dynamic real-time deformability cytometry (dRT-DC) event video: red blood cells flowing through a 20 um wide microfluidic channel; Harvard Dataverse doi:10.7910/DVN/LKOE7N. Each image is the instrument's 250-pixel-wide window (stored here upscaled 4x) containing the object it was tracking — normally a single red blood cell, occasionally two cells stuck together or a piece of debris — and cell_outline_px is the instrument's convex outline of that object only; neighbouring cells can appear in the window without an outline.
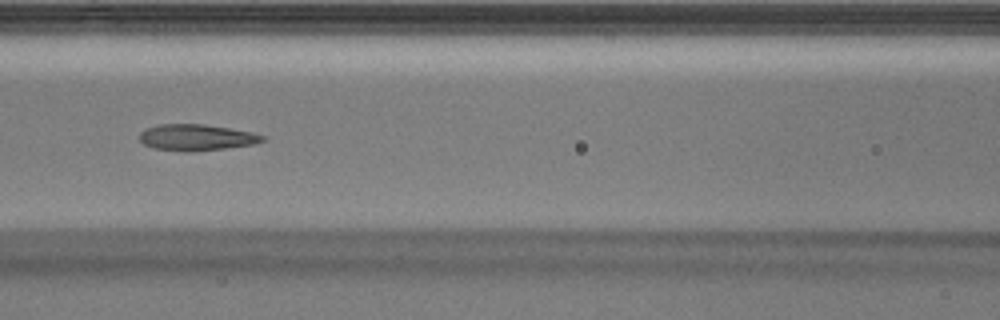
{"species": "Egyptian fruit bat (a non-hibernating species)", "species_latin": "Rousettus aegyptiacus", "temperature_condition": "warm", "stored_images_in_passage": 34, "camera_frame_rate_fps": 3000, "um_per_image_px": 0.085, "animal": {"sex": "male"}, "frame": {"image": 1, "passage_image": 10, "time_ms": 3.0, "image_size_px": [1000, 320], "cell_outline_px": [[268, 140], [252, 144], [224, 148], [156, 148], [144, 144], [140, 140], [140, 132], [144, 128], [160, 124], [204, 124], [252, 132], [268, 136]], "centroid_in_image_um": [16.76, 11.61], "position_along_channel_um": 149.8, "area_um2": 17.8}}
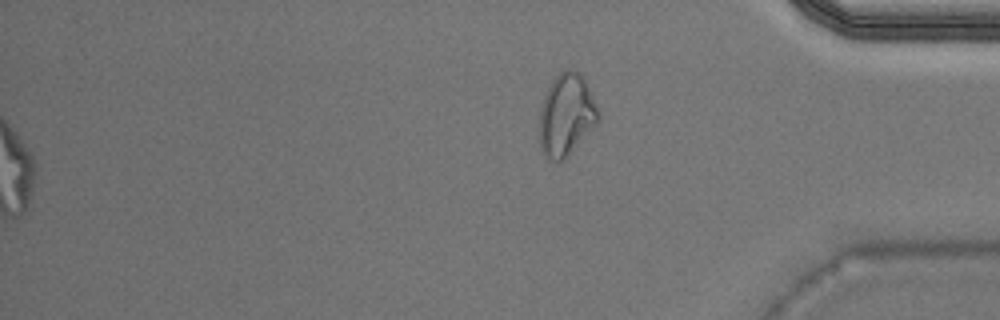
{"frame": {"image": 2, "passage_image": 34, "time_ms": 11.0, "image_size_px": [1000, 320], "cell_outline_px": [[600, 120], [564, 160], [560, 164], [552, 160], [540, 148], [540, 108], [544, 96], [552, 80], [564, 68], [572, 68], [580, 72], [584, 76], [600, 112]], "centroid_in_image_um": [48.16, 9.73], "position_along_channel_um": 387.0, "area_um2": 28.38}}